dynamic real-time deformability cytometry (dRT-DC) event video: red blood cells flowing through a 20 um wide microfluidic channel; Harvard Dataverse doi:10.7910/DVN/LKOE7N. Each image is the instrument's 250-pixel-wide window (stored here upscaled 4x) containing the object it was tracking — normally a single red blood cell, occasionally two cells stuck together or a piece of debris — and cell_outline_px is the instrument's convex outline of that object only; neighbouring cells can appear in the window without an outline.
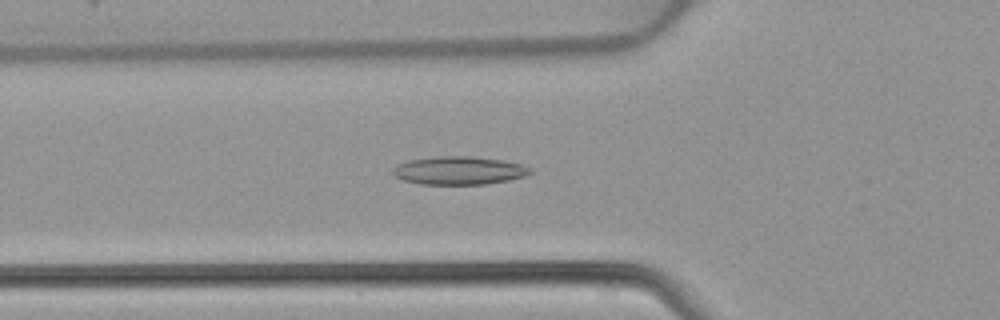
{"species": "common noctule bat (a hibernating species)", "species_latin": "Nyctalus noctula", "temperature_condition": "warm", "stored_images_in_passage": 47, "camera_frame_rate_fps": 3000, "um_per_image_px": 0.085, "animal": {"sex": "female", "body_mass_g": 22.7, "forearm_length_mm": 54.2}, "frame": {"image": 1, "passage_image": 17, "time_ms": 5.333, "image_size_px": [1000, 320], "cell_outline_px": [[532, 172], [524, 176], [508, 180], [484, 184], [420, 184], [404, 180], [396, 176], [392, 172], [392, 168], [396, 164], [408, 160], [436, 156], [472, 156], [504, 160], [520, 164], [532, 168]], "centroid_in_image_um": [39.0, 14.48], "position_along_channel_um": 86.8, "area_um2": 22.6}}
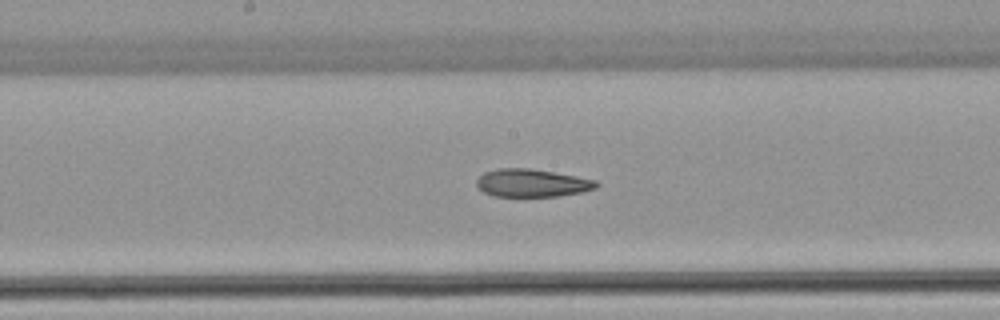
{"frame": {"image": 2, "passage_image": 25, "time_ms": 8.0, "image_size_px": [1000, 320], "cell_outline_px": [[600, 184], [596, 188], [580, 192], [560, 196], [492, 196], [484, 192], [476, 184], [476, 180], [484, 172], [500, 168], [532, 168], [576, 176], [596, 180]], "centroid_in_image_um": [45.22, 15.55], "position_along_channel_um": 203.0, "area_um2": 19.42}}
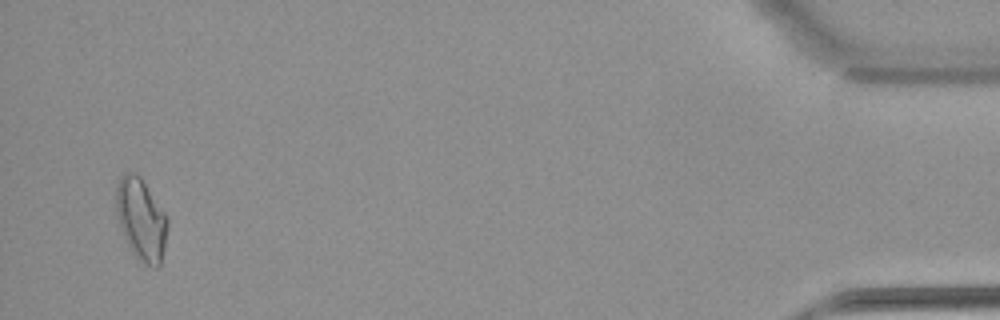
{"frame": {"image": 3, "passage_image": 46, "time_ms": 15.0, "image_size_px": [1000, 320], "cell_outline_px": [[168, 224], [164, 248], [160, 264], [156, 268], [140, 260], [132, 252], [120, 228], [116, 208], [116, 184], [120, 176], [124, 172], [132, 172], [140, 176], [168, 216]], "centroid_in_image_um": [12.0, 18.6], "position_along_channel_um": 423.2, "area_um2": 24.45}}